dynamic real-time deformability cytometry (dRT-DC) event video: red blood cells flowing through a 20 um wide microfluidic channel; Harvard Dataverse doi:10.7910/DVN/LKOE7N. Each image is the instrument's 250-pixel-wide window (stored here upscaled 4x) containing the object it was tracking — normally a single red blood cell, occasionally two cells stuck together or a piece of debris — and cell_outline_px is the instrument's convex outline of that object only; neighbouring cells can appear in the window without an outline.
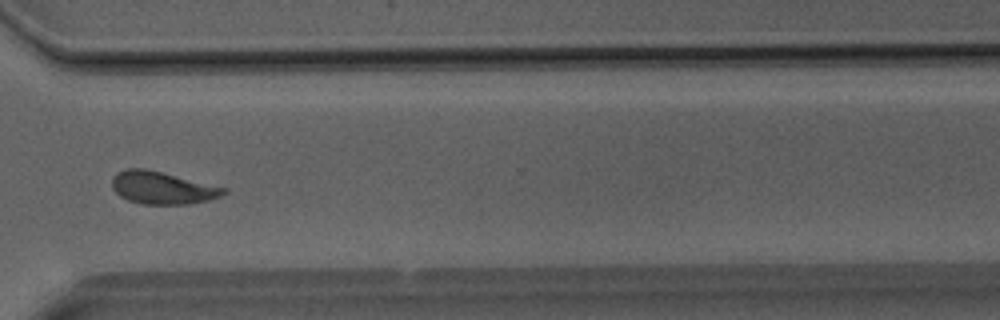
{"species": "Egyptian fruit bat (a non-hibernating species)", "species_latin": "Rousettus aegyptiacus", "temperature_condition": "room temperature", "stored_images_in_passage": 40, "segment_of_instrument_passage": [1, 2], "camera_frame_rate_fps": 3000, "um_per_image_px": 0.085, "animal": {"sex": "male"}, "frame": {"image": 1, "passage_image": 29, "time_ms": 9.333, "image_size_px": [1000, 320], "cell_outline_px": [[228, 192], [220, 196], [208, 200], [188, 204], [140, 204], [128, 200], [120, 196], [112, 188], [112, 176], [116, 172], [124, 168], [144, 168], [228, 188]], "centroid_in_image_um": [13.77, 15.96], "position_along_channel_um": 356.8, "area_um2": 21.21}}
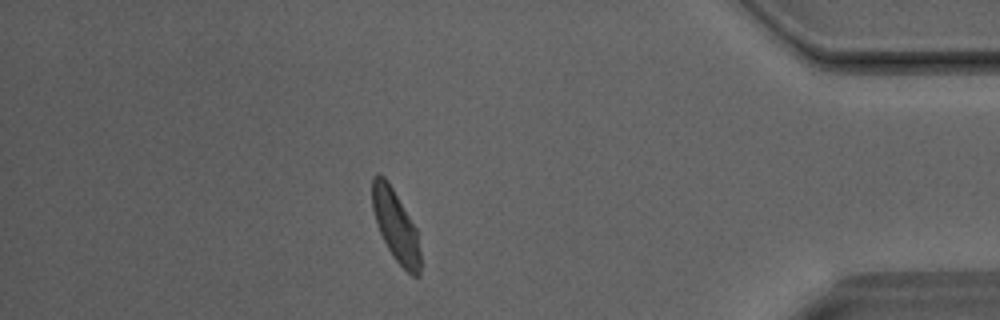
{"frame": {"image": 2, "passage_image": 34, "time_ms": 11.0, "image_size_px": [1000, 320], "cell_outline_px": [[420, 276], [412, 276], [392, 256], [380, 232], [372, 208], [372, 176], [384, 176], [388, 180], [416, 228], [420, 252]], "centroid_in_image_um": [33.64, 19.19], "position_along_channel_um": 401.6, "area_um2": 19.65}}